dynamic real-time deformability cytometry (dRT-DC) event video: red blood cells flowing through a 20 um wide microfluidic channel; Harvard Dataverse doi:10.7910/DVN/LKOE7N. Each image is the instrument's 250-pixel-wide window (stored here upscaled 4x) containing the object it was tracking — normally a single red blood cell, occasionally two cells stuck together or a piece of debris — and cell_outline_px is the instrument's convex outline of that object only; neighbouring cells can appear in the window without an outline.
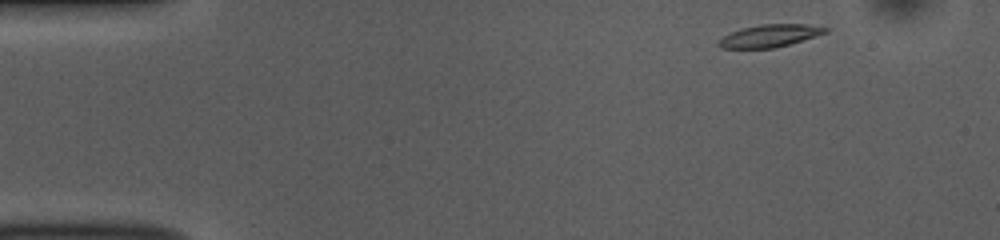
{"species": "common noctule bat (a hibernating species)", "species_latin": "Nyctalus noctula", "temperature_condition": "room temperature", "stored_images_in_passage": 49, "camera_frame_rate_fps": 3000, "um_per_image_px": 0.085, "animal": {"sex": "female", "body_mass_g": 10.0, "forearm_length_mm": 53.1}, "frame": {"image": 1, "passage_image": 1, "time_ms": 0.0, "image_size_px": [1000, 240], "cell_outline_px": [[832, 28], [828, 32], [788, 44], [772, 48], [720, 48], [716, 44], [724, 36], [732, 32], [744, 28], [760, 24], [808, 24]], "centroid_in_image_um": [65.46, 3.03], "position_along_channel_um": 19.5, "area_um2": 13.81}}
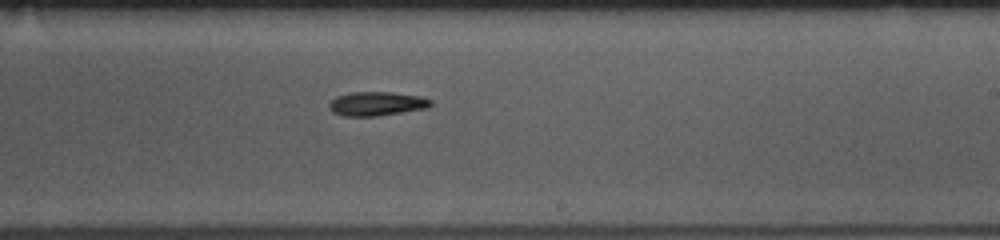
{"frame": {"image": 2, "passage_image": 27, "time_ms": 8.667, "image_size_px": [1000, 240], "cell_outline_px": [[432, 104], [428, 108], [376, 116], [344, 116], [332, 112], [328, 108], [328, 104], [336, 96], [348, 92], [392, 92], [420, 96], [432, 100]], "centroid_in_image_um": [31.99, 8.81], "position_along_channel_um": 257.0, "area_um2": 14.33}}
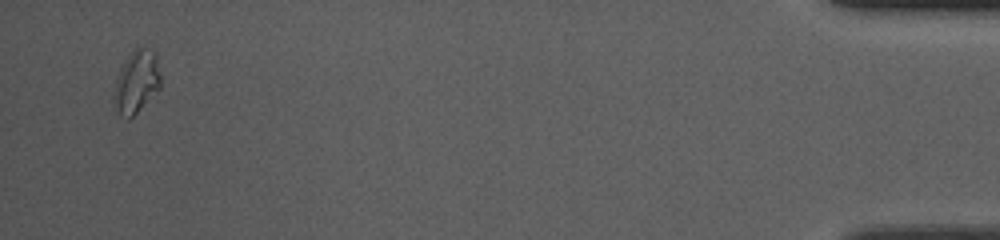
{"frame": {"image": 3, "passage_image": 47, "time_ms": 15.333, "image_size_px": [1000, 240], "cell_outline_px": [[160, 88], [128, 120], [120, 116], [112, 96], [116, 80], [120, 68], [124, 60], [136, 48], [152, 48], [156, 52], [160, 72]], "centroid_in_image_um": [11.6, 6.93], "position_along_channel_um": 423.6, "area_um2": 16.99}, "authors_computed_cell_mechanics": {"area_um2": 14.3344, "velocity_mm_per_s": 3.7232, "shape_relaxation_time_tau1_ms": 6.0385, "shape_relaxation_time_tau2_ms": null, "deformation_change_tau1": 0.184, "deformation_change_tau2": null}}